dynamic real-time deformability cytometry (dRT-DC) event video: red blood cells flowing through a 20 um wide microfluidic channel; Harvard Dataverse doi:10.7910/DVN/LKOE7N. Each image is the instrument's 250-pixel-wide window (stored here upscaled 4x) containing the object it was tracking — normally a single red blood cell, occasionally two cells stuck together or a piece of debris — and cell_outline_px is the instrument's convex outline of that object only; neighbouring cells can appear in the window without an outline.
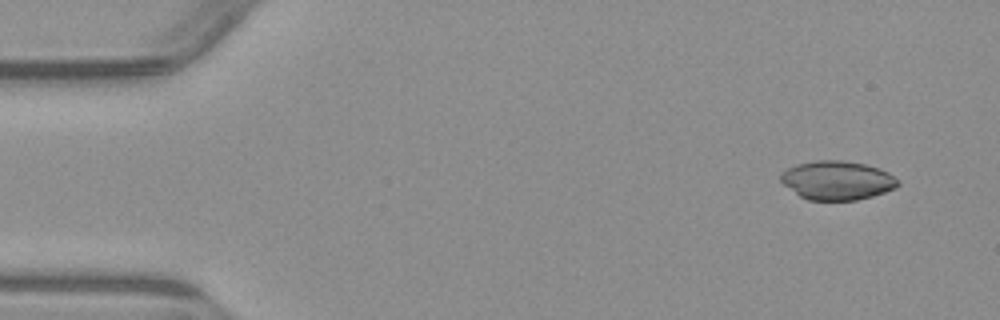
{"species": "common noctule bat (a hibernating species)", "species_latin": "Nyctalus noctula", "temperature_condition": "warm", "stored_images_in_passage": 5, "camera_frame_rate_fps": 3000, "um_per_image_px": 0.085, "animal": {"sex": "male", "body_mass_g": 23.1, "forearm_length_mm": 52.7}, "frame": {"image": 1, "passage_image": 1, "time_ms": 0.0, "image_size_px": [1000, 320], "cell_outline_px": [[900, 184], [896, 188], [872, 196], [856, 200], [808, 200], [800, 196], [784, 184], [780, 180], [780, 172], [796, 164], [816, 160], [844, 160], [864, 164], [880, 168], [888, 172], [900, 180]], "centroid_in_image_um": [71.18, 15.32], "position_along_channel_um": 13.8, "area_um2": 26.7}}
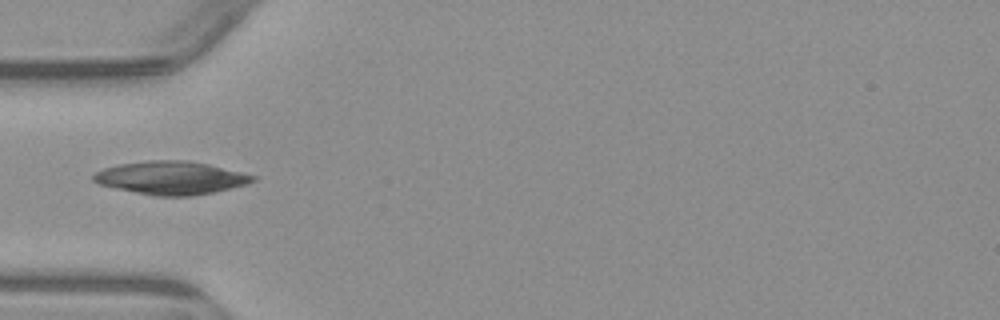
{"frame": {"image": 2, "passage_image": 4, "time_ms": 4.333, "image_size_px": [1000, 320], "cell_outline_px": [[256, 180], [248, 184], [212, 192], [192, 196], [152, 196], [116, 188], [100, 184], [92, 180], [92, 176], [96, 172], [104, 168], [120, 164], [148, 160], [188, 160], [208, 164], [256, 176]], "centroid_in_image_um": [14.52, 15.12], "position_along_channel_um": 70.5, "area_um2": 30.63}}
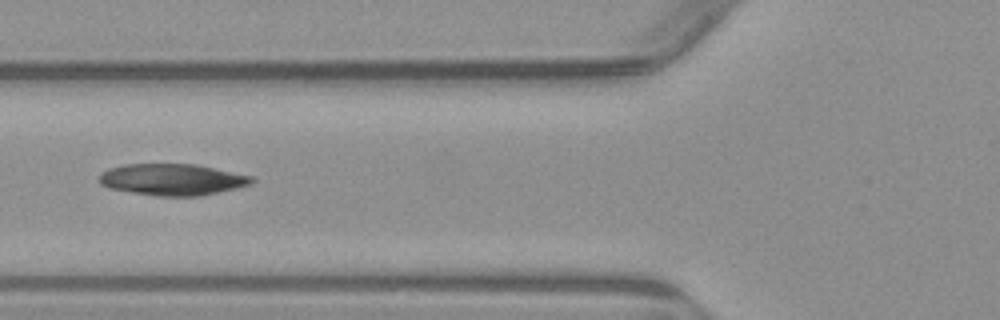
{"frame": {"image": 3, "passage_image": 5, "time_ms": 5.333, "image_size_px": [1000, 320], "cell_outline_px": [[256, 180], [252, 184], [236, 188], [200, 196], [156, 196], [108, 188], [100, 184], [96, 180], [100, 172], [108, 168], [124, 164], [196, 164], [252, 176]], "centroid_in_image_um": [14.6, 15.26], "position_along_channel_um": 111.2, "area_um2": 28.26}}